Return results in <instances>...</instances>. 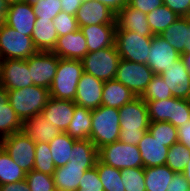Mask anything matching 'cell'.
<instances>
[{
	"label": "cell",
	"instance_id": "cell-1",
	"mask_svg": "<svg viewBox=\"0 0 190 191\" xmlns=\"http://www.w3.org/2000/svg\"><path fill=\"white\" fill-rule=\"evenodd\" d=\"M119 118V140L127 144L138 145L150 125L146 102L141 97L134 98L119 108Z\"/></svg>",
	"mask_w": 190,
	"mask_h": 191
},
{
	"label": "cell",
	"instance_id": "cell-2",
	"mask_svg": "<svg viewBox=\"0 0 190 191\" xmlns=\"http://www.w3.org/2000/svg\"><path fill=\"white\" fill-rule=\"evenodd\" d=\"M7 92L8 102L22 122L41 114L50 99L49 89L35 85Z\"/></svg>",
	"mask_w": 190,
	"mask_h": 191
},
{
	"label": "cell",
	"instance_id": "cell-3",
	"mask_svg": "<svg viewBox=\"0 0 190 191\" xmlns=\"http://www.w3.org/2000/svg\"><path fill=\"white\" fill-rule=\"evenodd\" d=\"M119 109L100 107L92 110L90 140L97 149L120 138Z\"/></svg>",
	"mask_w": 190,
	"mask_h": 191
},
{
	"label": "cell",
	"instance_id": "cell-4",
	"mask_svg": "<svg viewBox=\"0 0 190 191\" xmlns=\"http://www.w3.org/2000/svg\"><path fill=\"white\" fill-rule=\"evenodd\" d=\"M83 73L81 60L59 58L57 72L49 89L50 97L74 102L78 82Z\"/></svg>",
	"mask_w": 190,
	"mask_h": 191
},
{
	"label": "cell",
	"instance_id": "cell-5",
	"mask_svg": "<svg viewBox=\"0 0 190 191\" xmlns=\"http://www.w3.org/2000/svg\"><path fill=\"white\" fill-rule=\"evenodd\" d=\"M121 58L115 44L88 54L81 60L84 72L102 80L115 79Z\"/></svg>",
	"mask_w": 190,
	"mask_h": 191
},
{
	"label": "cell",
	"instance_id": "cell-6",
	"mask_svg": "<svg viewBox=\"0 0 190 191\" xmlns=\"http://www.w3.org/2000/svg\"><path fill=\"white\" fill-rule=\"evenodd\" d=\"M98 159L119 170L143 167L138 145L117 140L98 149Z\"/></svg>",
	"mask_w": 190,
	"mask_h": 191
},
{
	"label": "cell",
	"instance_id": "cell-7",
	"mask_svg": "<svg viewBox=\"0 0 190 191\" xmlns=\"http://www.w3.org/2000/svg\"><path fill=\"white\" fill-rule=\"evenodd\" d=\"M37 52L31 36L21 34L6 24L0 27V60H27Z\"/></svg>",
	"mask_w": 190,
	"mask_h": 191
},
{
	"label": "cell",
	"instance_id": "cell-8",
	"mask_svg": "<svg viewBox=\"0 0 190 191\" xmlns=\"http://www.w3.org/2000/svg\"><path fill=\"white\" fill-rule=\"evenodd\" d=\"M152 37L139 36L129 30H115V46L121 59L147 64Z\"/></svg>",
	"mask_w": 190,
	"mask_h": 191
},
{
	"label": "cell",
	"instance_id": "cell-9",
	"mask_svg": "<svg viewBox=\"0 0 190 191\" xmlns=\"http://www.w3.org/2000/svg\"><path fill=\"white\" fill-rule=\"evenodd\" d=\"M154 75L147 64L121 59L115 79L130 89L136 97H140Z\"/></svg>",
	"mask_w": 190,
	"mask_h": 191
},
{
	"label": "cell",
	"instance_id": "cell-10",
	"mask_svg": "<svg viewBox=\"0 0 190 191\" xmlns=\"http://www.w3.org/2000/svg\"><path fill=\"white\" fill-rule=\"evenodd\" d=\"M0 145L26 173L33 170L36 143L23 130L6 136Z\"/></svg>",
	"mask_w": 190,
	"mask_h": 191
},
{
	"label": "cell",
	"instance_id": "cell-11",
	"mask_svg": "<svg viewBox=\"0 0 190 191\" xmlns=\"http://www.w3.org/2000/svg\"><path fill=\"white\" fill-rule=\"evenodd\" d=\"M33 85L50 89L57 72L59 57L53 52L38 51L27 60Z\"/></svg>",
	"mask_w": 190,
	"mask_h": 191
},
{
	"label": "cell",
	"instance_id": "cell-12",
	"mask_svg": "<svg viewBox=\"0 0 190 191\" xmlns=\"http://www.w3.org/2000/svg\"><path fill=\"white\" fill-rule=\"evenodd\" d=\"M1 85L8 90L21 89L33 85L28 63L23 59H2Z\"/></svg>",
	"mask_w": 190,
	"mask_h": 191
},
{
	"label": "cell",
	"instance_id": "cell-13",
	"mask_svg": "<svg viewBox=\"0 0 190 191\" xmlns=\"http://www.w3.org/2000/svg\"><path fill=\"white\" fill-rule=\"evenodd\" d=\"M181 57L175 48H173L164 38L160 35L152 37L150 45V53L147 56V66L156 75H160L167 68L174 65V62Z\"/></svg>",
	"mask_w": 190,
	"mask_h": 191
},
{
	"label": "cell",
	"instance_id": "cell-14",
	"mask_svg": "<svg viewBox=\"0 0 190 191\" xmlns=\"http://www.w3.org/2000/svg\"><path fill=\"white\" fill-rule=\"evenodd\" d=\"M75 18L79 27L116 24V14L98 0H83Z\"/></svg>",
	"mask_w": 190,
	"mask_h": 191
},
{
	"label": "cell",
	"instance_id": "cell-15",
	"mask_svg": "<svg viewBox=\"0 0 190 191\" xmlns=\"http://www.w3.org/2000/svg\"><path fill=\"white\" fill-rule=\"evenodd\" d=\"M103 85L102 80L84 72L78 82L74 103L89 110L100 107Z\"/></svg>",
	"mask_w": 190,
	"mask_h": 191
},
{
	"label": "cell",
	"instance_id": "cell-16",
	"mask_svg": "<svg viewBox=\"0 0 190 191\" xmlns=\"http://www.w3.org/2000/svg\"><path fill=\"white\" fill-rule=\"evenodd\" d=\"M164 83L171 89L173 97L190 100V73L182 57L160 74Z\"/></svg>",
	"mask_w": 190,
	"mask_h": 191
},
{
	"label": "cell",
	"instance_id": "cell-17",
	"mask_svg": "<svg viewBox=\"0 0 190 191\" xmlns=\"http://www.w3.org/2000/svg\"><path fill=\"white\" fill-rule=\"evenodd\" d=\"M59 58L82 60L88 54L87 41L80 28L58 37L52 51Z\"/></svg>",
	"mask_w": 190,
	"mask_h": 191
},
{
	"label": "cell",
	"instance_id": "cell-18",
	"mask_svg": "<svg viewBox=\"0 0 190 191\" xmlns=\"http://www.w3.org/2000/svg\"><path fill=\"white\" fill-rule=\"evenodd\" d=\"M36 16L31 3L19 2L9 5L6 25L21 34L31 36L35 27Z\"/></svg>",
	"mask_w": 190,
	"mask_h": 191
},
{
	"label": "cell",
	"instance_id": "cell-19",
	"mask_svg": "<svg viewBox=\"0 0 190 191\" xmlns=\"http://www.w3.org/2000/svg\"><path fill=\"white\" fill-rule=\"evenodd\" d=\"M116 30H129L136 32L139 36L153 37L146 14L140 10L124 6L116 14Z\"/></svg>",
	"mask_w": 190,
	"mask_h": 191
},
{
	"label": "cell",
	"instance_id": "cell-20",
	"mask_svg": "<svg viewBox=\"0 0 190 191\" xmlns=\"http://www.w3.org/2000/svg\"><path fill=\"white\" fill-rule=\"evenodd\" d=\"M74 112L75 103L73 101L50 97L41 114L61 132H66Z\"/></svg>",
	"mask_w": 190,
	"mask_h": 191
},
{
	"label": "cell",
	"instance_id": "cell-21",
	"mask_svg": "<svg viewBox=\"0 0 190 191\" xmlns=\"http://www.w3.org/2000/svg\"><path fill=\"white\" fill-rule=\"evenodd\" d=\"M79 28L87 41L88 52L114 45L116 24L87 25Z\"/></svg>",
	"mask_w": 190,
	"mask_h": 191
},
{
	"label": "cell",
	"instance_id": "cell-22",
	"mask_svg": "<svg viewBox=\"0 0 190 191\" xmlns=\"http://www.w3.org/2000/svg\"><path fill=\"white\" fill-rule=\"evenodd\" d=\"M143 167H156L165 165L169 147L154 138L148 131L145 132L138 143Z\"/></svg>",
	"mask_w": 190,
	"mask_h": 191
},
{
	"label": "cell",
	"instance_id": "cell-23",
	"mask_svg": "<svg viewBox=\"0 0 190 191\" xmlns=\"http://www.w3.org/2000/svg\"><path fill=\"white\" fill-rule=\"evenodd\" d=\"M179 54L190 50V17H179L160 35Z\"/></svg>",
	"mask_w": 190,
	"mask_h": 191
},
{
	"label": "cell",
	"instance_id": "cell-24",
	"mask_svg": "<svg viewBox=\"0 0 190 191\" xmlns=\"http://www.w3.org/2000/svg\"><path fill=\"white\" fill-rule=\"evenodd\" d=\"M22 130L35 143H49L61 132L53 123L48 122L42 114L34 115L24 121Z\"/></svg>",
	"mask_w": 190,
	"mask_h": 191
},
{
	"label": "cell",
	"instance_id": "cell-25",
	"mask_svg": "<svg viewBox=\"0 0 190 191\" xmlns=\"http://www.w3.org/2000/svg\"><path fill=\"white\" fill-rule=\"evenodd\" d=\"M93 167L76 165L57 167L52 175L55 189L57 191H78L80 179L84 172Z\"/></svg>",
	"mask_w": 190,
	"mask_h": 191
},
{
	"label": "cell",
	"instance_id": "cell-26",
	"mask_svg": "<svg viewBox=\"0 0 190 191\" xmlns=\"http://www.w3.org/2000/svg\"><path fill=\"white\" fill-rule=\"evenodd\" d=\"M23 122L8 102V92L0 85V141L6 136L22 131Z\"/></svg>",
	"mask_w": 190,
	"mask_h": 191
},
{
	"label": "cell",
	"instance_id": "cell-27",
	"mask_svg": "<svg viewBox=\"0 0 190 191\" xmlns=\"http://www.w3.org/2000/svg\"><path fill=\"white\" fill-rule=\"evenodd\" d=\"M134 98H136L134 93L116 79L104 82L102 91L103 106L119 109Z\"/></svg>",
	"mask_w": 190,
	"mask_h": 191
},
{
	"label": "cell",
	"instance_id": "cell-28",
	"mask_svg": "<svg viewBox=\"0 0 190 191\" xmlns=\"http://www.w3.org/2000/svg\"><path fill=\"white\" fill-rule=\"evenodd\" d=\"M31 37L38 51L52 52L58 40L53 20H35Z\"/></svg>",
	"mask_w": 190,
	"mask_h": 191
},
{
	"label": "cell",
	"instance_id": "cell-29",
	"mask_svg": "<svg viewBox=\"0 0 190 191\" xmlns=\"http://www.w3.org/2000/svg\"><path fill=\"white\" fill-rule=\"evenodd\" d=\"M92 110L75 104V112L66 133L76 140L90 138Z\"/></svg>",
	"mask_w": 190,
	"mask_h": 191
},
{
	"label": "cell",
	"instance_id": "cell-30",
	"mask_svg": "<svg viewBox=\"0 0 190 191\" xmlns=\"http://www.w3.org/2000/svg\"><path fill=\"white\" fill-rule=\"evenodd\" d=\"M97 159L98 149L90 139L76 140L66 165L95 166Z\"/></svg>",
	"mask_w": 190,
	"mask_h": 191
},
{
	"label": "cell",
	"instance_id": "cell-31",
	"mask_svg": "<svg viewBox=\"0 0 190 191\" xmlns=\"http://www.w3.org/2000/svg\"><path fill=\"white\" fill-rule=\"evenodd\" d=\"M175 172L166 164L156 167H144L146 191H166Z\"/></svg>",
	"mask_w": 190,
	"mask_h": 191
},
{
	"label": "cell",
	"instance_id": "cell-32",
	"mask_svg": "<svg viewBox=\"0 0 190 191\" xmlns=\"http://www.w3.org/2000/svg\"><path fill=\"white\" fill-rule=\"evenodd\" d=\"M76 139L66 132H60L49 142L52 159L55 167L65 166L71 156V149Z\"/></svg>",
	"mask_w": 190,
	"mask_h": 191
},
{
	"label": "cell",
	"instance_id": "cell-33",
	"mask_svg": "<svg viewBox=\"0 0 190 191\" xmlns=\"http://www.w3.org/2000/svg\"><path fill=\"white\" fill-rule=\"evenodd\" d=\"M26 172L16 163L0 145V185L22 181Z\"/></svg>",
	"mask_w": 190,
	"mask_h": 191
},
{
	"label": "cell",
	"instance_id": "cell-34",
	"mask_svg": "<svg viewBox=\"0 0 190 191\" xmlns=\"http://www.w3.org/2000/svg\"><path fill=\"white\" fill-rule=\"evenodd\" d=\"M146 17L154 35H161L164 30L179 18L164 4L154 9L151 13L146 14Z\"/></svg>",
	"mask_w": 190,
	"mask_h": 191
},
{
	"label": "cell",
	"instance_id": "cell-35",
	"mask_svg": "<svg viewBox=\"0 0 190 191\" xmlns=\"http://www.w3.org/2000/svg\"><path fill=\"white\" fill-rule=\"evenodd\" d=\"M95 167L105 191H125L121 170L109 166L99 159H97Z\"/></svg>",
	"mask_w": 190,
	"mask_h": 191
},
{
	"label": "cell",
	"instance_id": "cell-36",
	"mask_svg": "<svg viewBox=\"0 0 190 191\" xmlns=\"http://www.w3.org/2000/svg\"><path fill=\"white\" fill-rule=\"evenodd\" d=\"M190 159V150L177 141L168 149L166 165L175 173H183Z\"/></svg>",
	"mask_w": 190,
	"mask_h": 191
},
{
	"label": "cell",
	"instance_id": "cell-37",
	"mask_svg": "<svg viewBox=\"0 0 190 191\" xmlns=\"http://www.w3.org/2000/svg\"><path fill=\"white\" fill-rule=\"evenodd\" d=\"M150 122L166 121L171 123L174 111V97L146 102Z\"/></svg>",
	"mask_w": 190,
	"mask_h": 191
},
{
	"label": "cell",
	"instance_id": "cell-38",
	"mask_svg": "<svg viewBox=\"0 0 190 191\" xmlns=\"http://www.w3.org/2000/svg\"><path fill=\"white\" fill-rule=\"evenodd\" d=\"M56 167L52 159L49 143L39 142L35 146V159L33 170L53 175Z\"/></svg>",
	"mask_w": 190,
	"mask_h": 191
},
{
	"label": "cell",
	"instance_id": "cell-39",
	"mask_svg": "<svg viewBox=\"0 0 190 191\" xmlns=\"http://www.w3.org/2000/svg\"><path fill=\"white\" fill-rule=\"evenodd\" d=\"M148 132L167 147L178 141L177 128L170 122H150Z\"/></svg>",
	"mask_w": 190,
	"mask_h": 191
},
{
	"label": "cell",
	"instance_id": "cell-40",
	"mask_svg": "<svg viewBox=\"0 0 190 191\" xmlns=\"http://www.w3.org/2000/svg\"><path fill=\"white\" fill-rule=\"evenodd\" d=\"M145 102L154 100H163L173 97L171 89L164 83L160 75H154L146 87L143 94L140 96Z\"/></svg>",
	"mask_w": 190,
	"mask_h": 191
},
{
	"label": "cell",
	"instance_id": "cell-41",
	"mask_svg": "<svg viewBox=\"0 0 190 191\" xmlns=\"http://www.w3.org/2000/svg\"><path fill=\"white\" fill-rule=\"evenodd\" d=\"M125 191H146L144 167L121 170Z\"/></svg>",
	"mask_w": 190,
	"mask_h": 191
},
{
	"label": "cell",
	"instance_id": "cell-42",
	"mask_svg": "<svg viewBox=\"0 0 190 191\" xmlns=\"http://www.w3.org/2000/svg\"><path fill=\"white\" fill-rule=\"evenodd\" d=\"M31 5L36 20H53L62 11L60 0H36Z\"/></svg>",
	"mask_w": 190,
	"mask_h": 191
},
{
	"label": "cell",
	"instance_id": "cell-43",
	"mask_svg": "<svg viewBox=\"0 0 190 191\" xmlns=\"http://www.w3.org/2000/svg\"><path fill=\"white\" fill-rule=\"evenodd\" d=\"M25 180L30 191H56L52 175L31 170L26 173Z\"/></svg>",
	"mask_w": 190,
	"mask_h": 191
},
{
	"label": "cell",
	"instance_id": "cell-44",
	"mask_svg": "<svg viewBox=\"0 0 190 191\" xmlns=\"http://www.w3.org/2000/svg\"><path fill=\"white\" fill-rule=\"evenodd\" d=\"M53 24L58 33V37L67 35L79 29L78 22L74 15L61 11L55 18Z\"/></svg>",
	"mask_w": 190,
	"mask_h": 191
},
{
	"label": "cell",
	"instance_id": "cell-45",
	"mask_svg": "<svg viewBox=\"0 0 190 191\" xmlns=\"http://www.w3.org/2000/svg\"><path fill=\"white\" fill-rule=\"evenodd\" d=\"M190 120V100L174 97V111L171 124L176 128Z\"/></svg>",
	"mask_w": 190,
	"mask_h": 191
},
{
	"label": "cell",
	"instance_id": "cell-46",
	"mask_svg": "<svg viewBox=\"0 0 190 191\" xmlns=\"http://www.w3.org/2000/svg\"><path fill=\"white\" fill-rule=\"evenodd\" d=\"M78 191H105L95 166L84 172Z\"/></svg>",
	"mask_w": 190,
	"mask_h": 191
},
{
	"label": "cell",
	"instance_id": "cell-47",
	"mask_svg": "<svg viewBox=\"0 0 190 191\" xmlns=\"http://www.w3.org/2000/svg\"><path fill=\"white\" fill-rule=\"evenodd\" d=\"M163 4L178 17H189L190 15V0H163Z\"/></svg>",
	"mask_w": 190,
	"mask_h": 191
},
{
	"label": "cell",
	"instance_id": "cell-48",
	"mask_svg": "<svg viewBox=\"0 0 190 191\" xmlns=\"http://www.w3.org/2000/svg\"><path fill=\"white\" fill-rule=\"evenodd\" d=\"M127 5L148 14L162 6L163 0H128Z\"/></svg>",
	"mask_w": 190,
	"mask_h": 191
},
{
	"label": "cell",
	"instance_id": "cell-49",
	"mask_svg": "<svg viewBox=\"0 0 190 191\" xmlns=\"http://www.w3.org/2000/svg\"><path fill=\"white\" fill-rule=\"evenodd\" d=\"M189 188V184L184 177L183 173H175L171 179L169 188L166 191H186Z\"/></svg>",
	"mask_w": 190,
	"mask_h": 191
},
{
	"label": "cell",
	"instance_id": "cell-50",
	"mask_svg": "<svg viewBox=\"0 0 190 191\" xmlns=\"http://www.w3.org/2000/svg\"><path fill=\"white\" fill-rule=\"evenodd\" d=\"M178 141L190 150V120L177 128Z\"/></svg>",
	"mask_w": 190,
	"mask_h": 191
},
{
	"label": "cell",
	"instance_id": "cell-51",
	"mask_svg": "<svg viewBox=\"0 0 190 191\" xmlns=\"http://www.w3.org/2000/svg\"><path fill=\"white\" fill-rule=\"evenodd\" d=\"M62 11L70 15H76L79 7L83 3V0H60Z\"/></svg>",
	"mask_w": 190,
	"mask_h": 191
},
{
	"label": "cell",
	"instance_id": "cell-52",
	"mask_svg": "<svg viewBox=\"0 0 190 191\" xmlns=\"http://www.w3.org/2000/svg\"><path fill=\"white\" fill-rule=\"evenodd\" d=\"M0 191H30L27 181L24 179L19 182L2 184L0 185Z\"/></svg>",
	"mask_w": 190,
	"mask_h": 191
},
{
	"label": "cell",
	"instance_id": "cell-53",
	"mask_svg": "<svg viewBox=\"0 0 190 191\" xmlns=\"http://www.w3.org/2000/svg\"><path fill=\"white\" fill-rule=\"evenodd\" d=\"M105 4L111 11L117 14L124 6L127 5L128 0H98Z\"/></svg>",
	"mask_w": 190,
	"mask_h": 191
},
{
	"label": "cell",
	"instance_id": "cell-54",
	"mask_svg": "<svg viewBox=\"0 0 190 191\" xmlns=\"http://www.w3.org/2000/svg\"><path fill=\"white\" fill-rule=\"evenodd\" d=\"M9 3L6 0H0V27L6 24Z\"/></svg>",
	"mask_w": 190,
	"mask_h": 191
},
{
	"label": "cell",
	"instance_id": "cell-55",
	"mask_svg": "<svg viewBox=\"0 0 190 191\" xmlns=\"http://www.w3.org/2000/svg\"><path fill=\"white\" fill-rule=\"evenodd\" d=\"M184 64L186 65L187 70L190 73V50L186 51L181 55Z\"/></svg>",
	"mask_w": 190,
	"mask_h": 191
},
{
	"label": "cell",
	"instance_id": "cell-56",
	"mask_svg": "<svg viewBox=\"0 0 190 191\" xmlns=\"http://www.w3.org/2000/svg\"><path fill=\"white\" fill-rule=\"evenodd\" d=\"M184 177L186 178L188 184H189V188H190V159L187 162V165L183 171Z\"/></svg>",
	"mask_w": 190,
	"mask_h": 191
},
{
	"label": "cell",
	"instance_id": "cell-57",
	"mask_svg": "<svg viewBox=\"0 0 190 191\" xmlns=\"http://www.w3.org/2000/svg\"><path fill=\"white\" fill-rule=\"evenodd\" d=\"M9 4L24 2L25 0H6Z\"/></svg>",
	"mask_w": 190,
	"mask_h": 191
},
{
	"label": "cell",
	"instance_id": "cell-58",
	"mask_svg": "<svg viewBox=\"0 0 190 191\" xmlns=\"http://www.w3.org/2000/svg\"><path fill=\"white\" fill-rule=\"evenodd\" d=\"M36 0H25V2H27V3H33V2H35Z\"/></svg>",
	"mask_w": 190,
	"mask_h": 191
},
{
	"label": "cell",
	"instance_id": "cell-59",
	"mask_svg": "<svg viewBox=\"0 0 190 191\" xmlns=\"http://www.w3.org/2000/svg\"><path fill=\"white\" fill-rule=\"evenodd\" d=\"M0 85H1V63H0Z\"/></svg>",
	"mask_w": 190,
	"mask_h": 191
}]
</instances>
